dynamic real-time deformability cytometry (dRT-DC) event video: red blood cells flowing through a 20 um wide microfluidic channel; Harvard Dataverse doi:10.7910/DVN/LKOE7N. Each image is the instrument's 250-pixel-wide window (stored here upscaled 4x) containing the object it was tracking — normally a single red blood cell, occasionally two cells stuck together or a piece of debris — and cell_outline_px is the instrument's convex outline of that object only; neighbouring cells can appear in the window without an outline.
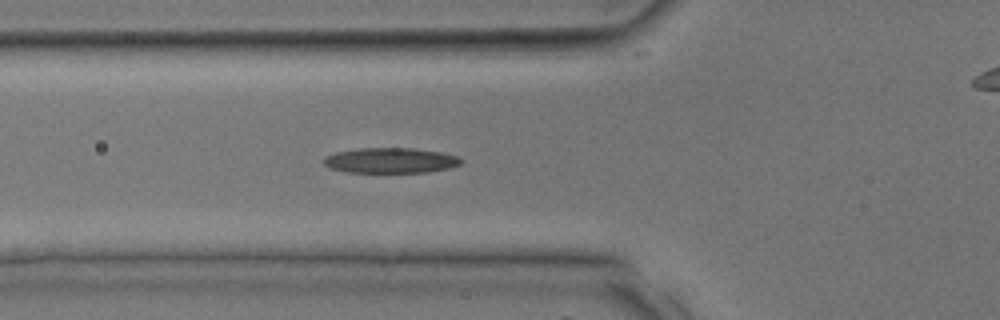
{"species": "common noctule bat (a hibernating species)", "species_latin": "Nyctalus noctula", "temperature_condition": "room temperature", "stored_images_in_passage": 36, "camera_frame_rate_fps": 3000, "um_per_image_px": 0.085, "animal": {"sex": "male", "body_mass_g": 17.9, "forearm_length_mm": 54.2}, "frame": {"image": 1, "passage_image": 13, "time_ms": 4.0, "image_size_px": [1000, 320], "cell_outline_px": [[464, 160], [460, 164], [448, 168], [428, 172], [344, 172], [332, 168], [324, 164], [324, 156], [336, 152], [360, 148], [412, 148], [440, 152], [456, 156]], "centroid_in_image_um": [33.19, 13.63], "position_along_channel_um": 92.6, "area_um2": 20.11}}
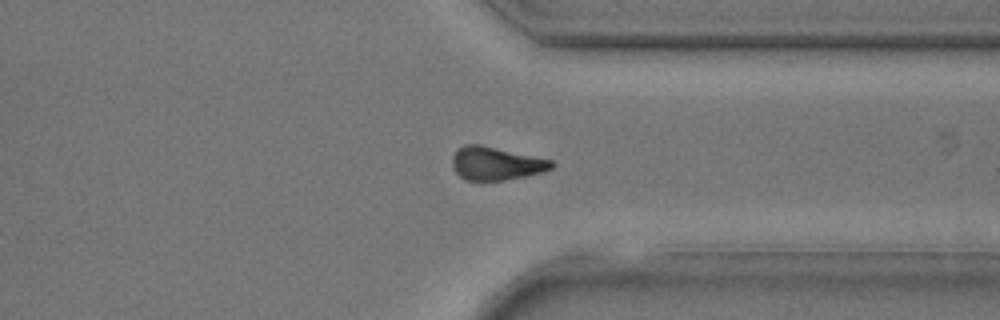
{"frame": {"image": 2, "passage_image": 27, "time_ms": 8.667, "image_size_px": [1000, 320], "cell_outline_px": [[556, 164], [552, 168], [544, 172], [504, 180], [464, 180], [456, 172], [452, 164], [452, 156], [456, 148], [464, 144], [480, 144], [552, 160]], "centroid_in_image_um": [42.15, 13.88], "position_along_channel_um": 369.3, "area_um2": 19.31}}
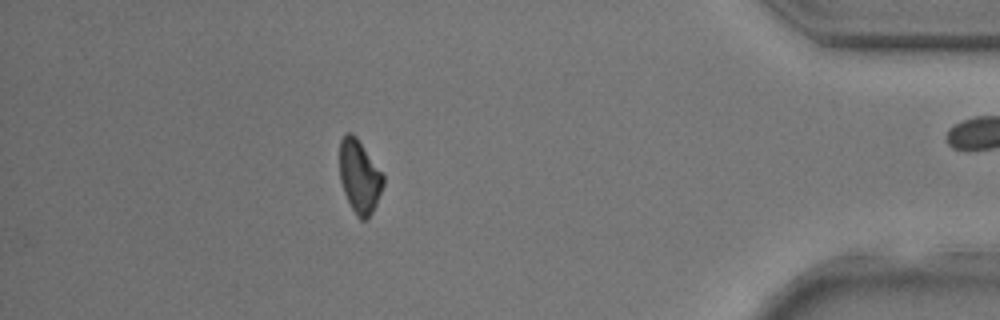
{"frame": {"image": 3, "passage_image": 31, "time_ms": 10.0, "image_size_px": [1000, 320], "cell_outline_px": [[384, 184], [376, 204], [372, 212], [364, 220], [360, 220], [356, 216], [344, 192], [340, 180], [340, 140], [344, 132], [352, 132], [356, 136], [384, 176]], "centroid_in_image_um": [30.54, 14.98], "position_along_channel_um": 404.7, "area_um2": 18.44}}